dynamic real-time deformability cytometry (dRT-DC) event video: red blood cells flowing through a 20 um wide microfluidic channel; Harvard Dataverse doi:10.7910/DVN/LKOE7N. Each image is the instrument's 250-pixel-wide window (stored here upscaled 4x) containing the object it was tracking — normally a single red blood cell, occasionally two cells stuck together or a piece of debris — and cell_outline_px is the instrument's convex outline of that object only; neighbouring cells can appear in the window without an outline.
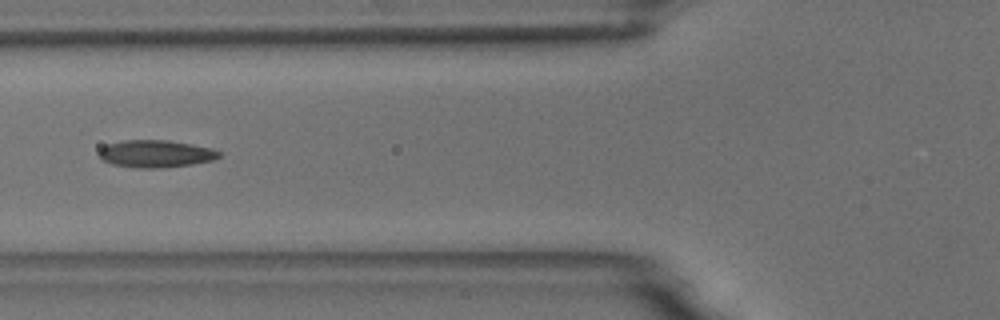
{"species": "common noctule bat (a hibernating species)", "species_latin": "Nyctalus noctula", "temperature_condition": "room temperature", "stored_images_in_passage": 6, "segment_of_instrument_passage": [2, 2], "camera_frame_rate_fps": 3000, "um_per_image_px": 0.085, "animal": {"sex": "male", "body_mass_g": 18.8}, "frame": {"image": 1, "passage_image": 6, "time_ms": 6.667, "image_size_px": [1000, 320], "cell_outline_px": [[220, 156], [212, 160], [192, 164], [164, 168], [140, 168], [112, 164], [100, 160], [100, 148], [108, 144], [120, 140], [168, 140], [192, 144], [212, 148], [220, 152]], "centroid_in_image_um": [13.22, 13.07], "position_along_channel_um": 112.6, "area_um2": 19.19}}